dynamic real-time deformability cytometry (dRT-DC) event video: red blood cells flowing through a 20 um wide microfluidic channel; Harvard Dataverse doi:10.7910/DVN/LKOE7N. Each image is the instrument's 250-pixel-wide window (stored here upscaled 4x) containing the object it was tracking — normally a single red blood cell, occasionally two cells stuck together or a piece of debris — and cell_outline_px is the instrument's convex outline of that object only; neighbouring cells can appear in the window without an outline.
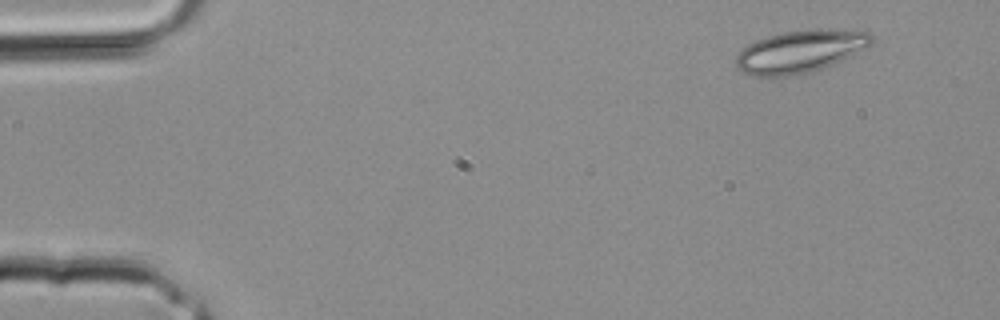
{"species": "common noctule bat (a hibernating species)", "species_latin": "Nyctalus noctula", "temperature_condition": "room temperature", "stored_images_in_passage": 2, "camera_frame_rate_fps": 3000, "um_per_image_px": 0.085, "animal": {"sex": "male", "body_mass_g": 20.4}, "frame": {"image": 1, "passage_image": 1, "time_ms": 0.0, "image_size_px": [1000, 320], "cell_outline_px": [[876, 40], [872, 44], [832, 64], [812, 72], [788, 76], [752, 76], [740, 72], [736, 68], [736, 56], [740, 48], [756, 40], [768, 36], [784, 32], [812, 28], [828, 28], [872, 32], [876, 36]], "centroid_in_image_um": [68.01, 4.35], "position_along_channel_um": 17.0, "area_um2": 34.04}}